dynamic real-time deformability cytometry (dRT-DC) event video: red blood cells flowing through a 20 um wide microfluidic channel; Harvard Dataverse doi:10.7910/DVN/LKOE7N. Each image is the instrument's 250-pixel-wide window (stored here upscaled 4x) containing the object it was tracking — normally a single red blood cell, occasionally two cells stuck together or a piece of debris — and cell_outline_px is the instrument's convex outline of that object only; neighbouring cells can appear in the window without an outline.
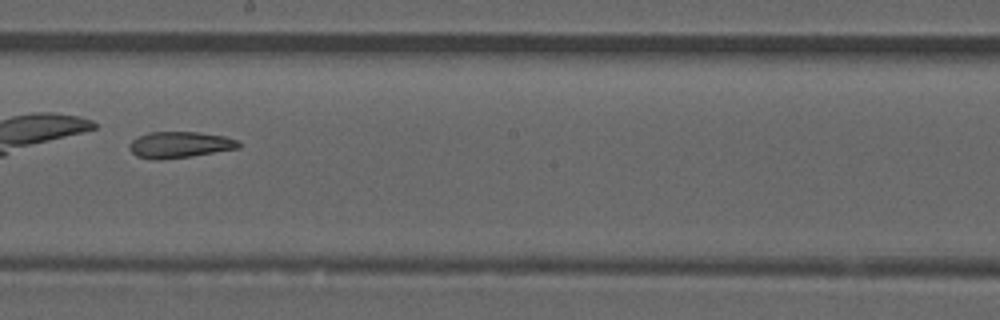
{"species": "common noctule bat (a hibernating species)", "species_latin": "Nyctalus noctula", "temperature_condition": "room temperature", "stored_images_in_passage": 50, "camera_frame_rate_fps": 3000, "um_per_image_px": 0.085, "animal": {"sex": "male", "forearm_length_mm": 52.5}, "frame": {"image": 1, "passage_image": 29, "time_ms": 9.333, "image_size_px": [1000, 320], "cell_outline_px": [[240, 148], [192, 156], [160, 160], [152, 160], [136, 156], [128, 148], [128, 144], [132, 140], [148, 132], [200, 132], [224, 136], [240, 140]], "centroid_in_image_um": [15.28, 12.31], "position_along_channel_um": 232.9, "area_um2": 16.94}}